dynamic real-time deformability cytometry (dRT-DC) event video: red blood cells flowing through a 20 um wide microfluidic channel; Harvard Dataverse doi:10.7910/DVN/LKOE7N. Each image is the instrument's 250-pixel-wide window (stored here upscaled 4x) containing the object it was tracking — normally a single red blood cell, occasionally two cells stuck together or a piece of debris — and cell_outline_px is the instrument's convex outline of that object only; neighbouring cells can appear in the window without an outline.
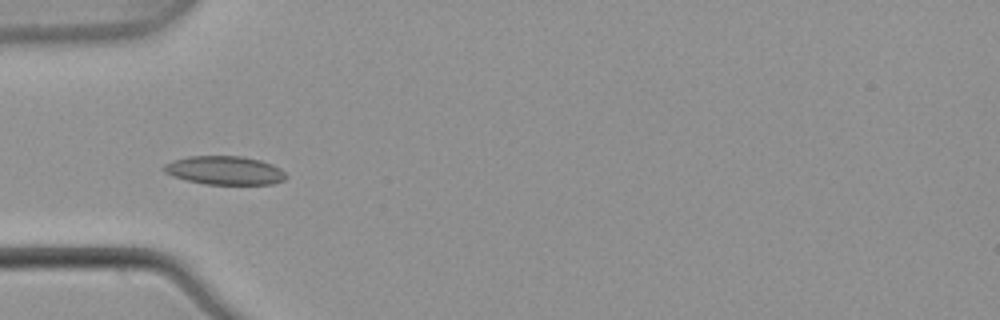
{"species": "common noctule bat (a hibernating species)", "species_latin": "Nyctalus noctula", "temperature_condition": "warm", "stored_images_in_passage": 6, "camera_frame_rate_fps": 3000, "um_per_image_px": 0.085, "animal": {"sex": "male", "body_mass_g": 21.5, "forearm_length_mm": 52.0}, "frame": {"image": 1, "passage_image": 5, "time_ms": 1.333, "image_size_px": [1000, 320], "cell_outline_px": [[288, 176], [284, 180], [272, 184], [204, 184], [172, 176], [164, 172], [160, 168], [164, 164], [172, 160], [188, 156], [240, 156], [260, 160], [272, 164], [280, 168]], "centroid_in_image_um": [19.07, 14.48], "position_along_channel_um": 65.9, "area_um2": 20.46}}
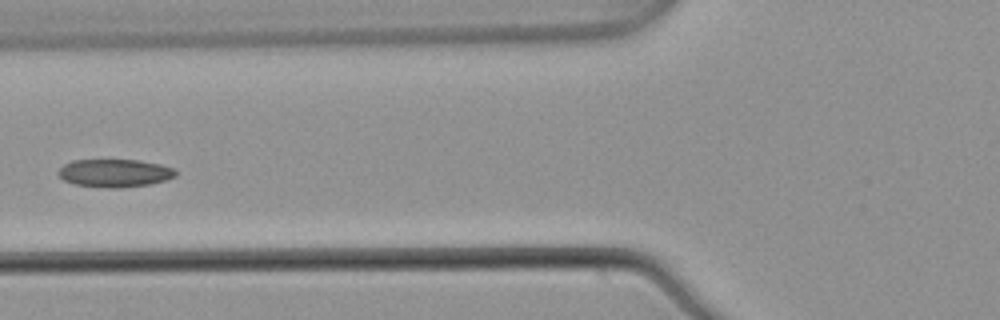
{"frame": {"image": 2, "passage_image": 6, "time_ms": 1.667, "image_size_px": [1000, 320], "cell_outline_px": [[176, 176], [152, 184], [120, 188], [108, 188], [76, 184], [64, 180], [56, 172], [64, 164], [72, 160], [140, 160], [160, 164], [176, 168]], "centroid_in_image_um": [9.77, 14.71], "position_along_channel_um": 116.0, "area_um2": 19.19}}